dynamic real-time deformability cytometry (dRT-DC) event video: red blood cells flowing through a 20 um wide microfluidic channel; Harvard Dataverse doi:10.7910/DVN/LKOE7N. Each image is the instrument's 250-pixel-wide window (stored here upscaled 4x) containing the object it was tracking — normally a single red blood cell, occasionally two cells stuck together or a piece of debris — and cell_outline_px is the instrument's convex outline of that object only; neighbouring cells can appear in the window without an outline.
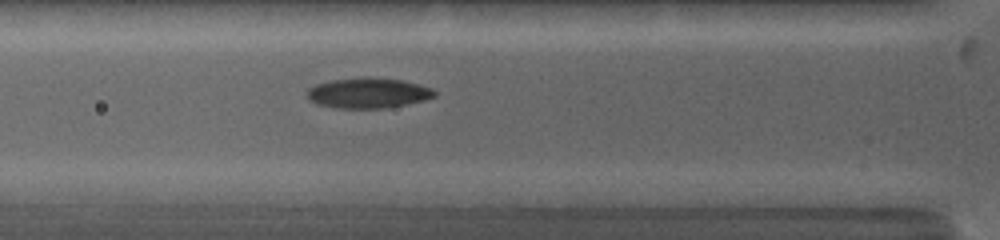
{"species": "common noctule bat (a hibernating species)", "species_latin": "Nyctalus noctula", "temperature_condition": "warm", "stored_images_in_passage": 11, "camera_frame_rate_fps": 5000, "um_per_image_px": 0.085, "animal": {"sex": "female", "body_mass_g": 19.0, "forearm_length_mm": 53.3}, "frame": {"image": 1, "passage_image": 9, "time_ms": 3.4, "image_size_px": [1000, 240], "cell_outline_px": [[436, 96], [424, 100], [388, 108], [336, 108], [316, 104], [308, 100], [308, 88], [316, 84], [328, 80], [368, 76], [400, 80], [432, 88], [436, 92]], "centroid_in_image_um": [31.25, 7.9], "position_along_channel_um": 94.5, "area_um2": 22.66}}